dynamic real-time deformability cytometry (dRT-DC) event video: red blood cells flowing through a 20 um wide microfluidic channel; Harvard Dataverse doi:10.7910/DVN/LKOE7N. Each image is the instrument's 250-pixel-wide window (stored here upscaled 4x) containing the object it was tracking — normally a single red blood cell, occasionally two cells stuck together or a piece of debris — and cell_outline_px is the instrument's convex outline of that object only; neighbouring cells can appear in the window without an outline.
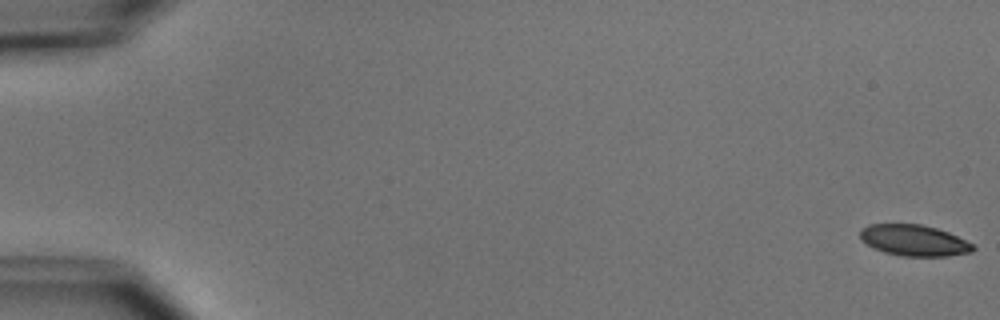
{"species": "common noctule bat (a hibernating species)", "species_latin": "Nyctalus noctula", "temperature_condition": "cold", "stored_images_in_passage": 54, "camera_frame_rate_fps": 3000, "um_per_image_px": 0.085, "animal": {"sex": "male", "body_mass_g": 15.6}, "frame": {"image": 1, "passage_image": 1, "time_ms": 0.0, "image_size_px": [1000, 320], "cell_outline_px": [[976, 248], [972, 252], [948, 256], [900, 256], [884, 252], [872, 248], [860, 240], [860, 228], [868, 224], [920, 224], [936, 228], [948, 232], [972, 244]], "centroid_in_image_um": [77.64, 20.43], "position_along_channel_um": 7.4, "area_um2": 20.58}}
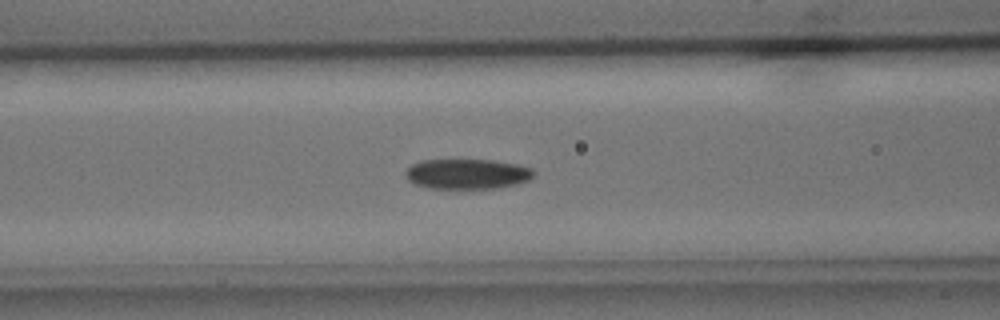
{"frame": {"image": 2, "passage_image": 23, "time_ms": 7.333, "image_size_px": [1000, 320], "cell_outline_px": [[536, 172], [528, 180], [516, 184], [496, 188], [428, 188], [412, 184], [404, 176], [404, 172], [412, 164], [420, 160], [492, 160], [516, 164], [532, 168]], "centroid_in_image_um": [39.67, 14.78], "position_along_channel_um": 126.9, "area_um2": 22.6}}
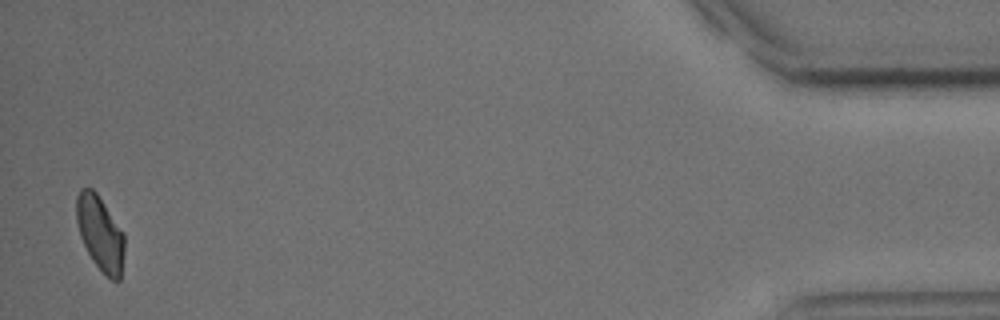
{"frame": {"image": 3, "passage_image": 53, "time_ms": 17.333, "image_size_px": [1000, 320], "cell_outline_px": [[124, 252], [120, 280], [112, 280], [92, 260], [80, 236], [76, 220], [76, 196], [80, 188], [92, 188], [96, 192], [124, 232]], "centroid_in_image_um": [8.51, 19.79], "position_along_channel_um": 426.7, "area_um2": 20.75}}